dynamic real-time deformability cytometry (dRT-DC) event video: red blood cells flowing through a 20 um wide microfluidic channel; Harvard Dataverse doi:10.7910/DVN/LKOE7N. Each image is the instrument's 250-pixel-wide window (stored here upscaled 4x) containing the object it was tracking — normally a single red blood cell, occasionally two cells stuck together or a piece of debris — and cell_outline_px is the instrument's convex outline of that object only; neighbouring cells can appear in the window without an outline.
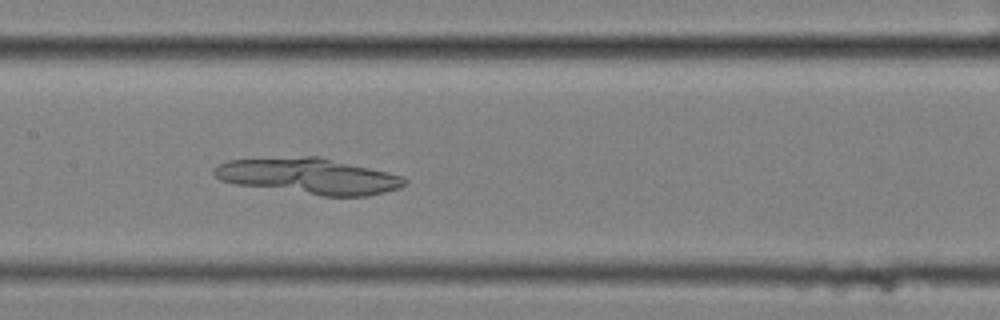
{"species": "common noctule bat (a hibernating species)", "species_latin": "Nyctalus noctula", "temperature_condition": "cold", "stored_images_in_passage": 8, "camera_frame_rate_fps": 3000, "um_per_image_px": 0.085, "animal": {"sex": "female", "body_mass_g": 25.1}, "frame": {"image": 1, "passage_image": 8, "time_ms": 2.333, "image_size_px": [1000, 320], "cell_outline_px": [[408, 180], [400, 188], [368, 196], [320, 196], [236, 184], [220, 180], [212, 172], [212, 168], [228, 160], [304, 156], [320, 156], [388, 172], [404, 176]], "centroid_in_image_um": [26.26, 14.97], "position_along_channel_um": 181.1, "area_um2": 39.94}}